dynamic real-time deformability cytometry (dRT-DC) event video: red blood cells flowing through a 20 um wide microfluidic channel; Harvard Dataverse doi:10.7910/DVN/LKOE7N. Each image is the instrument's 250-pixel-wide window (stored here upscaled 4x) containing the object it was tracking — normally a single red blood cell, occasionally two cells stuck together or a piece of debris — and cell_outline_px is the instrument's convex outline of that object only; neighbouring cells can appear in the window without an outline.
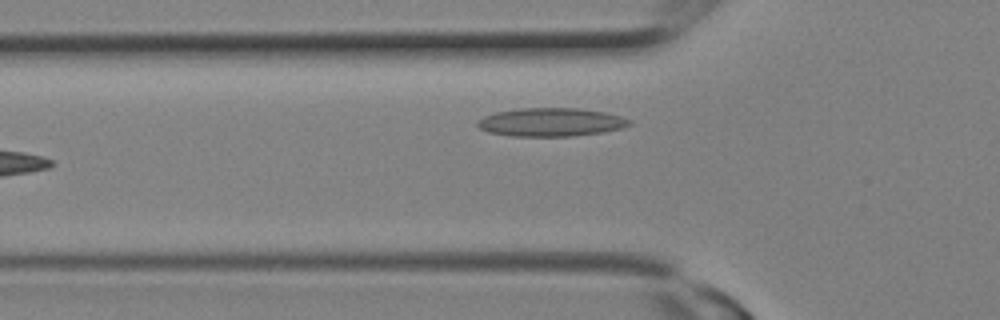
{"species": "Egyptian fruit bat (a non-hibernating species)", "species_latin": "Rousettus aegyptiacus", "temperature_condition": "room temperature", "stored_images_in_passage": 8, "camera_frame_rate_fps": 3000, "um_per_image_px": 0.085, "animal": {"sex": "female"}, "frame": {"image": 1, "passage_image": 8, "time_ms": 2.333, "image_size_px": [1000, 320], "cell_outline_px": [[632, 124], [620, 128], [604, 132], [572, 136], [512, 136], [488, 132], [480, 128], [476, 124], [476, 120], [484, 116], [496, 112], [520, 108], [576, 108], [604, 112], [620, 116], [632, 120]], "centroid_in_image_um": [46.81, 10.38], "position_along_channel_um": 79.0, "area_um2": 25.14}}